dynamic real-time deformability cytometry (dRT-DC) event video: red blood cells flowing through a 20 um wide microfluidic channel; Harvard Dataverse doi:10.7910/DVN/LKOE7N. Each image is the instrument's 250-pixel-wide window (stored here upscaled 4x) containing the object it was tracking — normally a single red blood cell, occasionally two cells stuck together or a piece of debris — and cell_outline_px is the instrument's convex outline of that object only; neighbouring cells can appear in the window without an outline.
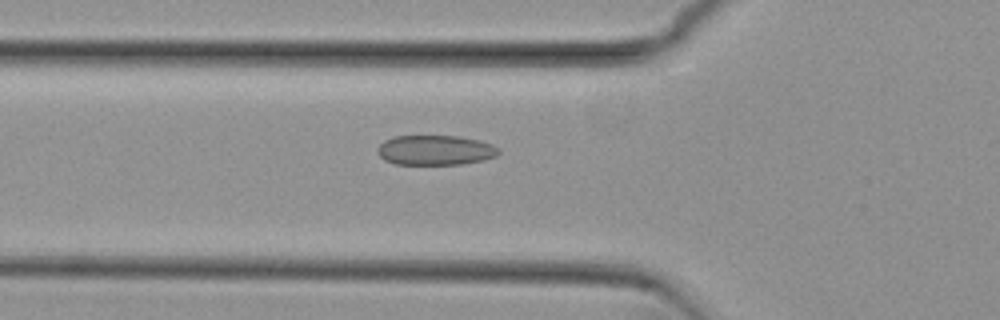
{"species": "common noctule bat (a hibernating species)", "species_latin": "Nyctalus noctula", "temperature_condition": "cold", "stored_images_in_passage": 22, "camera_frame_rate_fps": 3000, "um_per_image_px": 0.085, "animal": {"sex": "female", "body_mass_g": 29.2, "forearm_length_mm": 56.3}, "frame": {"image": 1, "passage_image": 2, "time_ms": 0.333, "image_size_px": [1000, 320], "cell_outline_px": [[500, 152], [496, 156], [484, 160], [460, 164], [396, 164], [384, 160], [376, 152], [376, 148], [384, 140], [392, 136], [460, 136], [480, 140], [492, 144], [500, 148]], "centroid_in_image_um": [37.0, 12.75], "position_along_channel_um": 88.8, "area_um2": 21.33}}
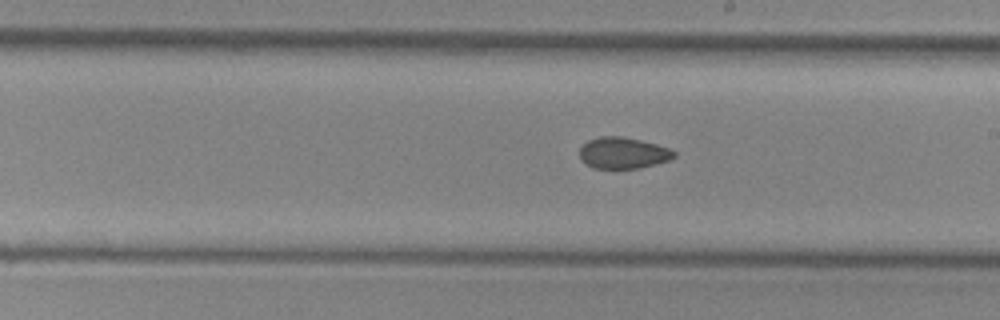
{"frame": {"image": 2, "passage_image": 10, "time_ms": 3.0, "image_size_px": [1000, 320], "cell_outline_px": [[676, 156], [672, 160], [640, 168], [592, 168], [580, 160], [580, 148], [588, 140], [600, 136], [624, 136], [656, 144], [668, 148], [676, 152]], "centroid_in_image_um": [52.97, 13.0], "position_along_channel_um": 236.0, "area_um2": 17.4}}
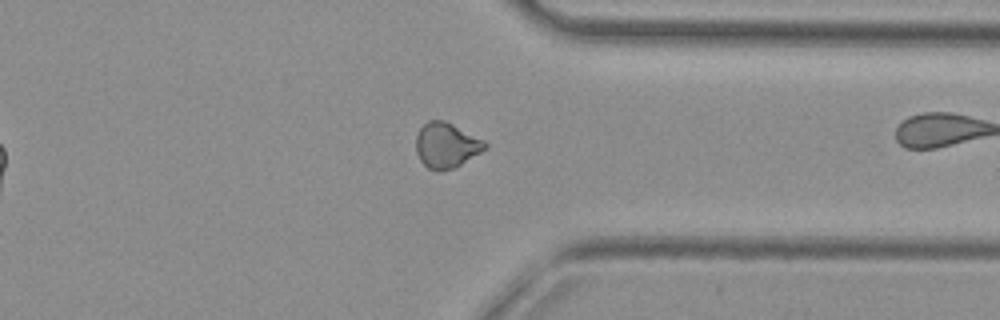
{"frame": {"image": 3, "passage_image": 21, "time_ms": 6.667, "image_size_px": [1000, 320], "cell_outline_px": [[488, 144], [480, 152], [460, 164], [452, 168], [440, 172], [436, 172], [428, 168], [420, 160], [416, 152], [416, 136], [420, 128], [428, 120], [444, 120], [484, 140]], "centroid_in_image_um": [37.9, 12.35], "position_along_channel_um": 373.5, "area_um2": 17.98}}